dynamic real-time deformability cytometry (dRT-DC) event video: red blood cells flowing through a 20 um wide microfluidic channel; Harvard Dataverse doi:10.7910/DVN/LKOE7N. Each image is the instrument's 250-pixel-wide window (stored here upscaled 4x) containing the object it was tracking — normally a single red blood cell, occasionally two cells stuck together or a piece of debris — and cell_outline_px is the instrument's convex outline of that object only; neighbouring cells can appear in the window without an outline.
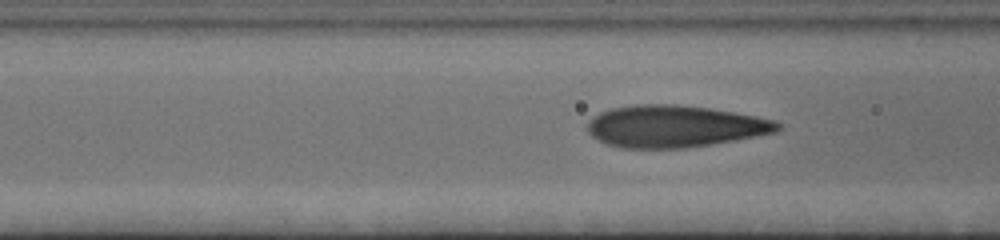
{"species": "human", "species_latin": "Homo sapiens", "temperature_condition": "cold", "stored_images_in_passage": 43, "camera_frame_rate_fps": 3000, "um_per_image_px": 0.085, "donor": {"sex": "female"}, "frame": {"image": 1, "passage_image": 37, "time_ms": 12.0, "image_size_px": [1000, 240], "cell_outline_px": [[784, 128], [776, 132], [736, 140], [712, 144], [684, 148], [620, 148], [604, 144], [592, 136], [588, 132], [588, 120], [600, 112], [612, 108], [636, 104], [676, 104], [712, 108], [756, 116], [776, 120], [784, 124]], "centroid_in_image_um": [57.38, 10.73], "position_along_channel_um": 109.2, "area_um2": 46.99}}